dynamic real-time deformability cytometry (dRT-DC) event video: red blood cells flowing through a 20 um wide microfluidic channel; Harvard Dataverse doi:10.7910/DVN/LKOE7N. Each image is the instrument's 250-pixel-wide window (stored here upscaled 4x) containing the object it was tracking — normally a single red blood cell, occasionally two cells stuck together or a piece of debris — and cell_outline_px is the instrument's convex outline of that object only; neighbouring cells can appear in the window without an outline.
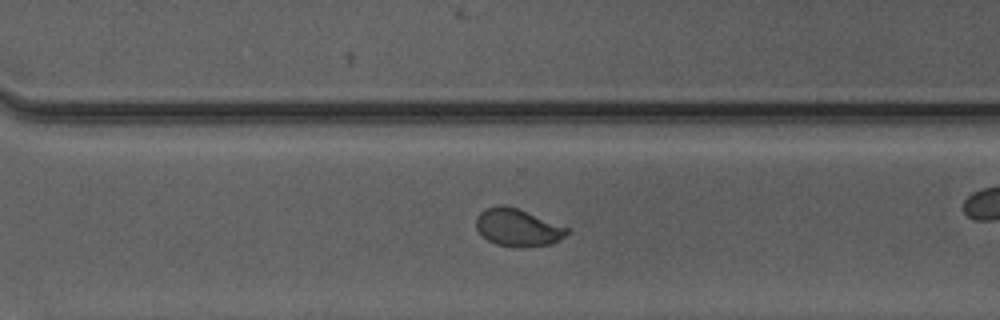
{"species": "Egyptian fruit bat (a non-hibernating species)", "species_latin": "Rousettus aegyptiacus", "temperature_condition": "warm", "stored_images_in_passage": 52, "camera_frame_rate_fps": 3000, "um_per_image_px": 0.085, "animal": {"sex": "male"}, "frame": {"image": 1, "passage_image": 37, "time_ms": 12.0, "image_size_px": [1000, 320], "cell_outline_px": [[572, 232], [552, 244], [524, 248], [512, 248], [496, 244], [488, 240], [476, 228], [476, 220], [480, 212], [488, 208], [504, 204], [516, 208], [568, 228]], "centroid_in_image_um": [44.03, 19.38], "position_along_channel_um": 326.6, "area_um2": 19.77}, "authors_computed_cell_mechanics": {"area_um2": 20.7502, "velocity_mm_per_s": 4.1552, "shape_relaxation_time_tau1_ms": 4.868, "shape_relaxation_time_tau2_ms": null, "deformation_change_tau1": 0.1235, "deformation_change_tau2": null}}